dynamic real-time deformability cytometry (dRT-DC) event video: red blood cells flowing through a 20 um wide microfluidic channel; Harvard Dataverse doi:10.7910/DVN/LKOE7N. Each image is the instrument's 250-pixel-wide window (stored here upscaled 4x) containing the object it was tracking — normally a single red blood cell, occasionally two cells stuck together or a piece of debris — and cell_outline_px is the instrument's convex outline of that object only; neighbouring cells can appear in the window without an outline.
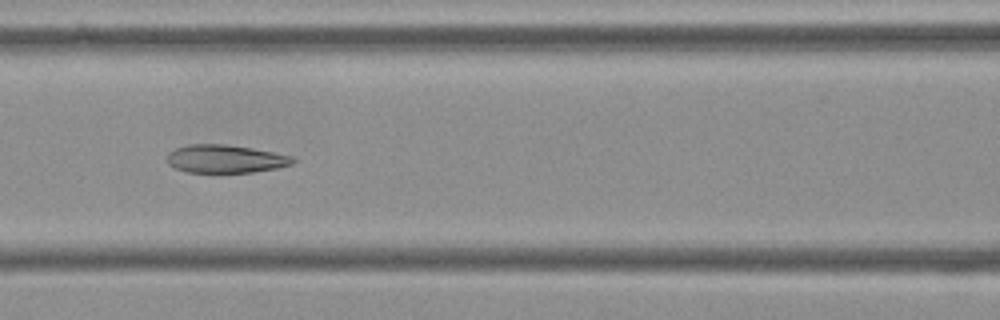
{"species": "Egyptian fruit bat (a non-hibernating species)", "species_latin": "Rousettus aegyptiacus", "temperature_condition": "cold", "stored_images_in_passage": 15, "camera_frame_rate_fps": 3000, "um_per_image_px": 0.085, "frame": {"image": 1, "passage_image": 7, "time_ms": 2.0, "image_size_px": [1000, 320], "cell_outline_px": [[296, 160], [292, 164], [276, 168], [252, 172], [188, 172], [176, 168], [168, 164], [168, 152], [176, 148], [188, 144], [224, 144], [252, 148], [292, 156]], "centroid_in_image_um": [19.15, 13.5], "position_along_channel_um": 147.4, "area_um2": 20.4}}
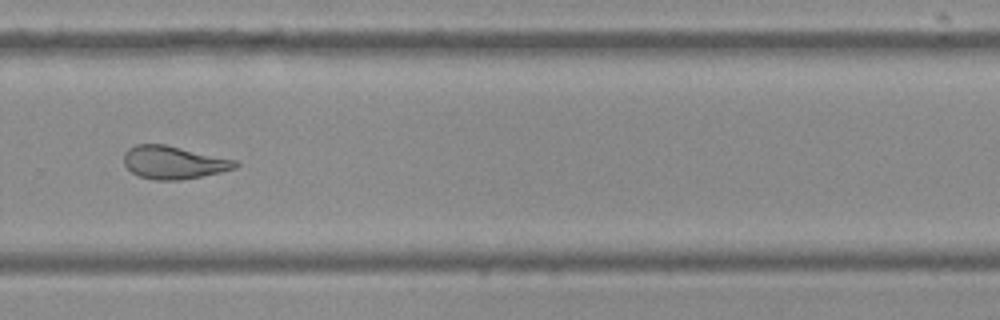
{"frame": {"image": 2, "passage_image": 11, "time_ms": 3.333, "image_size_px": [1000, 320], "cell_outline_px": [[240, 164], [236, 168], [220, 172], [180, 180], [156, 180], [140, 176], [132, 172], [124, 164], [124, 152], [128, 148], [136, 144], [164, 144], [236, 160]], "centroid_in_image_um": [14.74, 13.8], "position_along_channel_um": 315.1, "area_um2": 21.21}}
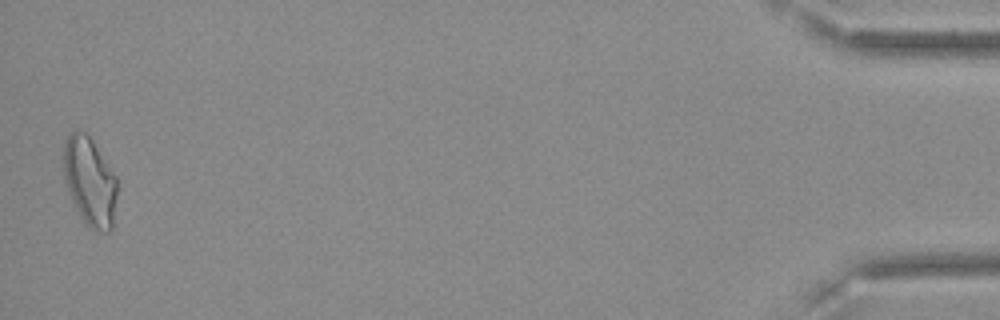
{"frame": {"image": 3, "passage_image": 15, "time_ms": 4.667, "image_size_px": [1000, 320], "cell_outline_px": [[116, 196], [112, 228], [108, 232], [96, 232], [88, 228], [84, 224], [72, 200], [64, 180], [64, 144], [68, 136], [72, 132], [84, 132], [92, 140], [116, 176]], "centroid_in_image_um": [7.63, 15.49], "position_along_channel_um": 427.6, "area_um2": 27.46}}